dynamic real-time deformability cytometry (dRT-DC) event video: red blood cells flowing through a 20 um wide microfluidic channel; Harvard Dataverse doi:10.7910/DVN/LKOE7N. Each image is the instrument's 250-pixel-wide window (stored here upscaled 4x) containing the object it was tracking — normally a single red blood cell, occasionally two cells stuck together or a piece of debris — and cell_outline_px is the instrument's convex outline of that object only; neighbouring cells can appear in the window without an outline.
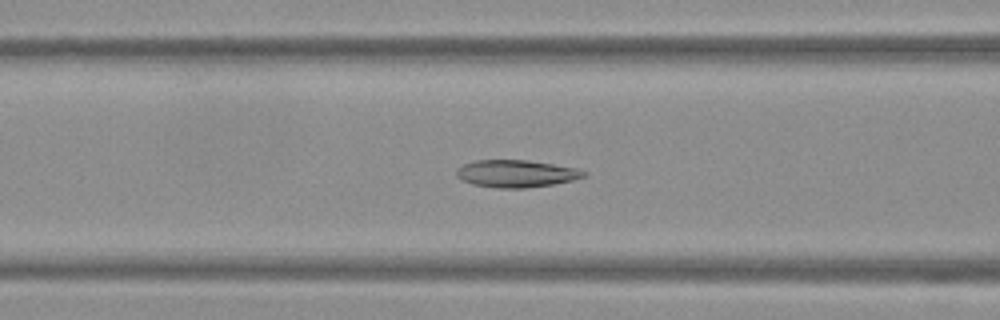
{"species": "Egyptian fruit bat (a non-hibernating species)", "species_latin": "Rousettus aegyptiacus", "temperature_condition": "warm", "stored_images_in_passage": 53, "camera_frame_rate_fps": 3000, "um_per_image_px": 0.085, "frame": {"image": 1, "passage_image": 21, "time_ms": 6.667, "image_size_px": [1000, 320], "cell_outline_px": [[588, 176], [572, 180], [552, 184], [528, 188], [496, 188], [472, 184], [460, 180], [456, 176], [456, 168], [464, 164], [476, 160], [528, 160], [576, 168], [588, 172]], "centroid_in_image_um": [43.86, 14.76], "position_along_channel_um": 122.7, "area_um2": 20.4}}
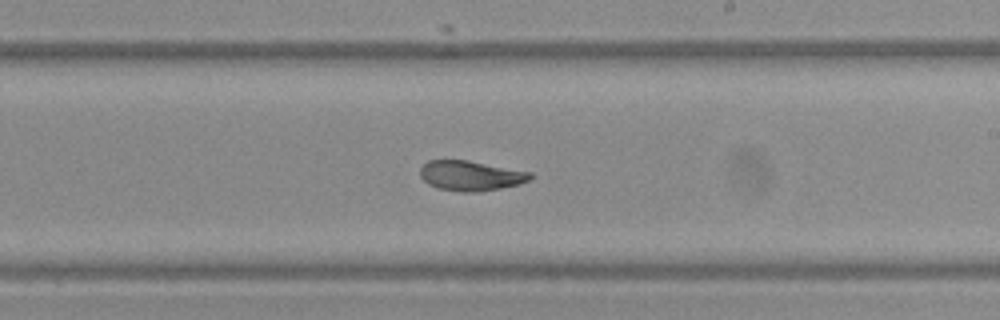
{"frame": {"image": 2, "passage_image": 31, "time_ms": 10.0, "image_size_px": [1000, 320], "cell_outline_px": [[532, 176], [528, 180], [520, 184], [500, 188], [476, 192], [460, 192], [440, 188], [428, 184], [420, 176], [420, 168], [428, 160], [468, 160], [532, 172]], "centroid_in_image_um": [40.01, 14.93], "position_along_channel_um": 249.0, "area_um2": 19.19}}
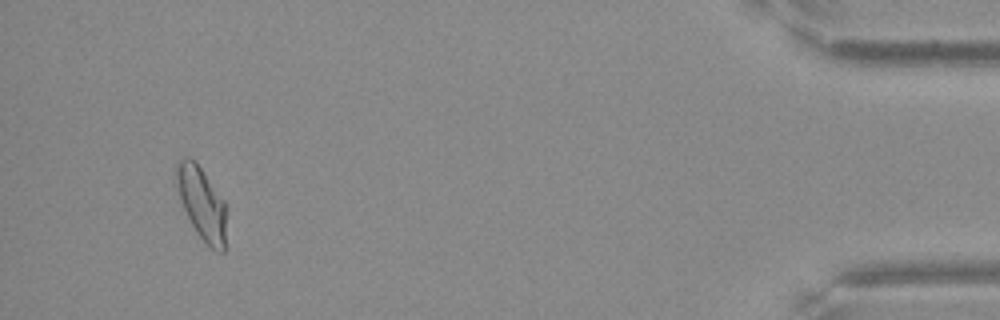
{"frame": {"image": 3, "passage_image": 50, "time_ms": 16.333, "image_size_px": [1000, 320], "cell_outline_px": [[224, 252], [220, 252], [212, 248], [196, 232], [184, 208], [176, 184], [176, 160], [184, 156], [188, 156], [196, 160], [224, 200]], "centroid_in_image_um": [17.11, 17.17], "position_along_channel_um": 418.1, "area_um2": 20.69}, "authors_computed_cell_mechanics": {"area_um2": 20.8658, "velocity_mm_per_s": 3.7897, "shape_relaxation_time_tau1_ms": 11.3026, "shape_relaxation_time_tau2_ms": 1.3041, "deformation_change_tau1": 0.2376, "deformation_change_tau2": 0.0639}}